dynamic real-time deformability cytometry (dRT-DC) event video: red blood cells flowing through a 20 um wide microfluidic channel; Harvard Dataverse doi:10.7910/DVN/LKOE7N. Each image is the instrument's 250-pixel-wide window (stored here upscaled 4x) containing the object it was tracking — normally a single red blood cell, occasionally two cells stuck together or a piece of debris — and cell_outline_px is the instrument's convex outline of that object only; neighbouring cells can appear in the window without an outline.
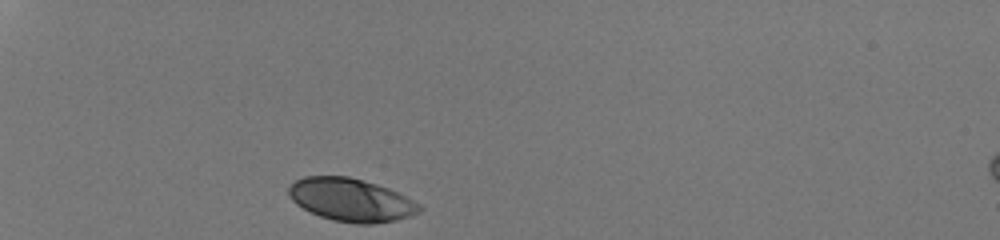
{"species": "human", "species_latin": "Homo sapiens", "temperature_condition": "room temperature", "stored_images_in_passage": 29, "camera_frame_rate_fps": 3000, "um_per_image_px": 0.085, "donor": {"sex": "male"}, "frame": {"image": 1, "passage_image": 1, "time_ms": 0.0, "image_size_px": [1000, 240], "cell_outline_px": [[424, 208], [420, 212], [412, 216], [396, 220], [372, 224], [356, 224], [332, 220], [320, 216], [296, 204], [292, 200], [288, 192], [288, 188], [296, 180], [304, 176], [348, 176], [364, 180], [388, 188], [420, 204]], "centroid_in_image_um": [29.86, 17.0], "position_along_channel_um": 55.1, "area_um2": 32.71}}
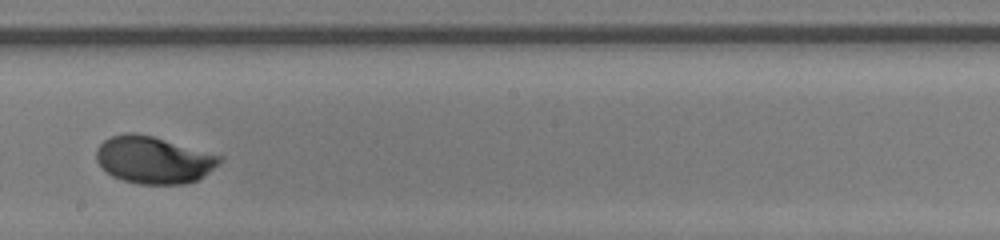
{"frame": {"image": 2, "passage_image": 17, "time_ms": 5.333, "image_size_px": [1000, 240], "cell_outline_px": [[224, 160], [220, 164], [196, 180], [184, 184], [140, 184], [124, 180], [112, 176], [96, 160], [96, 148], [104, 140], [112, 136], [128, 132], [132, 132], [152, 136], [224, 156]], "centroid_in_image_um": [13.08, 13.58], "position_along_channel_um": 235.1, "area_um2": 33.76}}
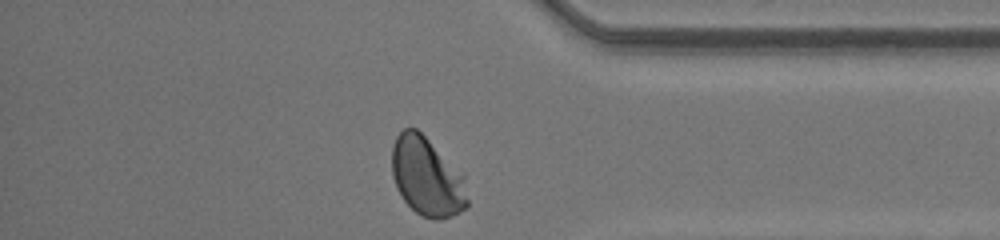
{"frame": {"image": 3, "passage_image": 29, "time_ms": 9.333, "image_size_px": [1000, 240], "cell_outline_px": [[468, 208], [452, 216], [440, 220], [432, 220], [420, 216], [404, 200], [396, 188], [392, 176], [392, 148], [396, 136], [404, 128], [416, 128], [464, 172], [468, 200]], "centroid_in_image_um": [36.32, 15.04], "position_along_channel_um": 398.9, "area_um2": 35.32}, "authors_computed_cell_mechanics": {"area_um2": 33.4084, "velocity_mm_per_s": 4.2385, "shape_relaxation_time_tau1_ms": 1.9713, "shape_relaxation_time_tau2_ms": null, "deformation_change_tau1": 0.1538, "deformation_change_tau2": null}}